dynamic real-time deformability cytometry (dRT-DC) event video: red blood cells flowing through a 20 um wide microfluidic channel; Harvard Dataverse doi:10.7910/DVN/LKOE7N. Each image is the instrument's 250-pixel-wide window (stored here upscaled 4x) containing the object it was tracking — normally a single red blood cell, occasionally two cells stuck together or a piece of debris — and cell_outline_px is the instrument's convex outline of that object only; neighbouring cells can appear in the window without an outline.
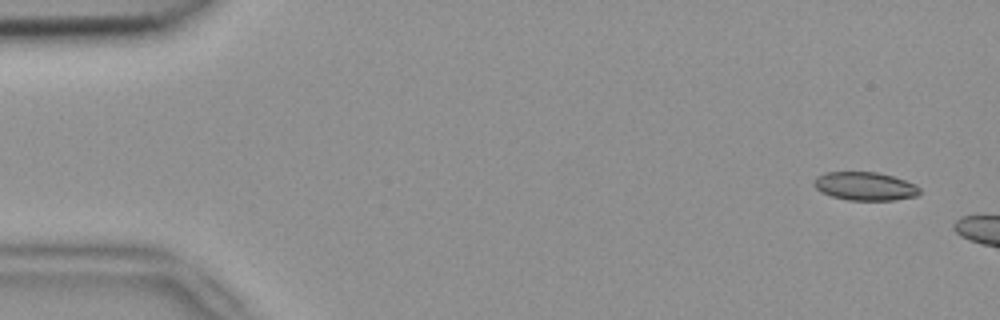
{"species": "common noctule bat (a hibernating species)", "species_latin": "Nyctalus noctula", "temperature_condition": "room temperature", "stored_images_in_passage": 2, "camera_frame_rate_fps": 3000, "um_per_image_px": 0.085, "animal": {"sex": "female", "body_mass_g": 18.4}, "frame": {"image": 1, "passage_image": 1, "time_ms": 0.0, "image_size_px": [1000, 320], "cell_outline_px": [[920, 192], [916, 196], [896, 200], [848, 200], [832, 196], [820, 192], [812, 184], [812, 180], [816, 176], [824, 172], [876, 172], [892, 176], [916, 184], [920, 188]], "centroid_in_image_um": [73.49, 15.82], "position_along_channel_um": 11.5, "area_um2": 17.63}}